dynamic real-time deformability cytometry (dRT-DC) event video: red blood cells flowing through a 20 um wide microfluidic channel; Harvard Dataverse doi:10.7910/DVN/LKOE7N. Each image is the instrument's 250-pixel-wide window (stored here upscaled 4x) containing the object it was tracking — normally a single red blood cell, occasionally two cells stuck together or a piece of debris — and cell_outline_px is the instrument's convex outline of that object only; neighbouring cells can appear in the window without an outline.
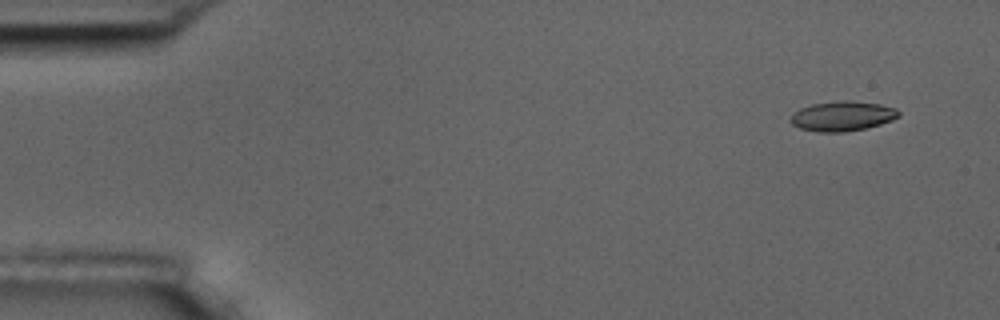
{"species": "common noctule bat (a hibernating species)", "species_latin": "Nyctalus noctula", "temperature_condition": "room temperature", "stored_images_in_passage": 7, "camera_frame_rate_fps": 3000, "um_per_image_px": 0.085, "animal": {"sex": "male", "body_mass_g": 17.5, "forearm_length_mm": 52.3}, "frame": {"image": 1, "passage_image": 1, "time_ms": 0.0, "image_size_px": [1000, 320], "cell_outline_px": [[900, 116], [892, 120], [868, 128], [844, 132], [816, 132], [800, 128], [792, 124], [788, 120], [792, 112], [800, 108], [812, 104], [840, 100], [852, 100], [880, 104], [896, 108], [900, 112]], "centroid_in_image_um": [71.59, 9.86], "position_along_channel_um": 13.4, "area_um2": 19.13}}
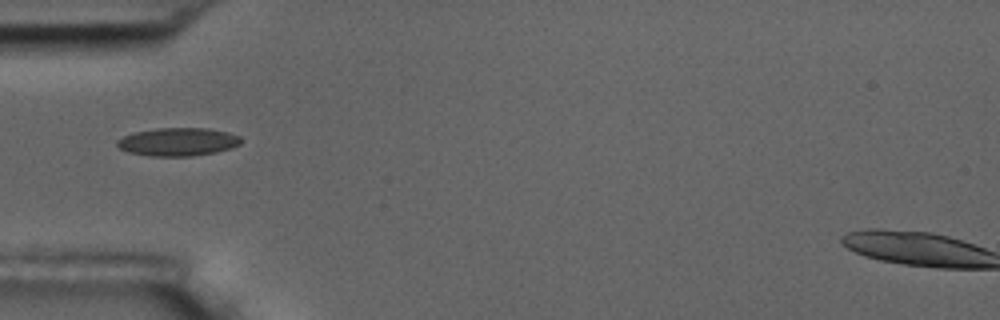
{"frame": {"image": 2, "passage_image": 5, "time_ms": 4.667, "image_size_px": [1000, 320], "cell_outline_px": [[244, 140], [240, 144], [232, 148], [216, 152], [192, 156], [148, 156], [128, 152], [120, 148], [116, 144], [116, 140], [132, 132], [156, 128], [208, 128], [228, 132], [240, 136]], "centroid_in_image_um": [15.14, 12.05], "position_along_channel_um": 69.9, "area_um2": 20.58}}